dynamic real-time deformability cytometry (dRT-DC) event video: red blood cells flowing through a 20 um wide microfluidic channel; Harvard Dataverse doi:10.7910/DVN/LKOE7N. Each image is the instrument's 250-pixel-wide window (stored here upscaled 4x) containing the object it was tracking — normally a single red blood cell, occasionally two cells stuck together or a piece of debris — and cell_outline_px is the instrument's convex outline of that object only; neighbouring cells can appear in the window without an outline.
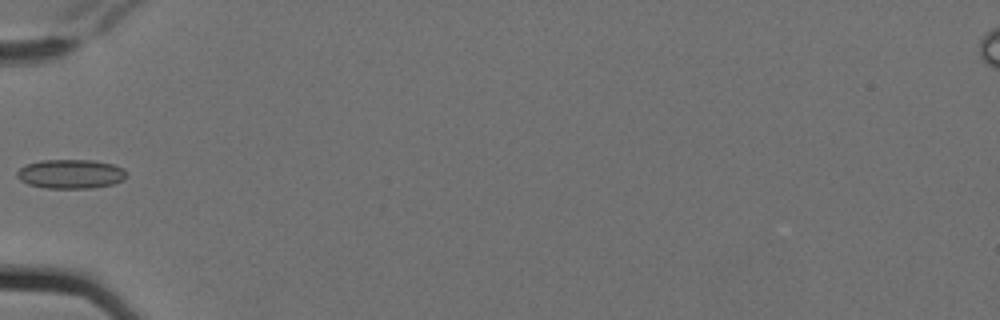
{"species": "Egyptian fruit bat (a non-hibernating species)", "species_latin": "Rousettus aegyptiacus", "temperature_condition": "cold", "stored_images_in_passage": 5, "camera_frame_rate_fps": 3000, "um_per_image_px": 0.085, "animal": {"sex": "female"}, "frame": {"image": 1, "passage_image": 4, "time_ms": 1.0, "image_size_px": [1000, 320], "cell_outline_px": [[124, 180], [112, 184], [92, 188], [44, 188], [28, 184], [20, 180], [16, 176], [16, 172], [24, 164], [40, 160], [92, 160], [112, 164], [124, 168]], "centroid_in_image_um": [5.96, 14.78], "position_along_channel_um": 79.0, "area_um2": 18.67}}
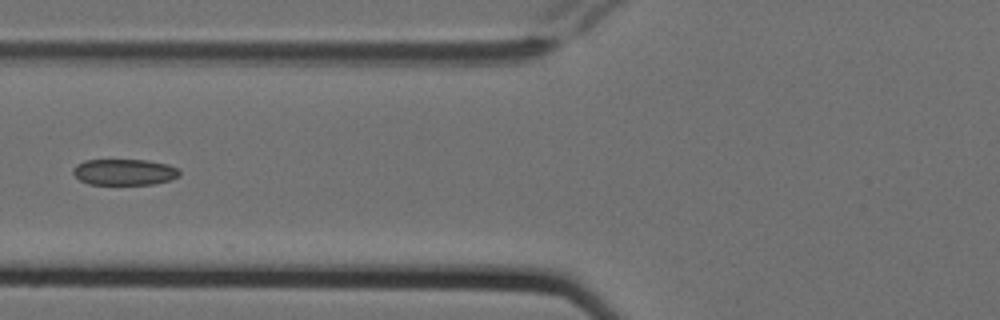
{"frame": {"image": 2, "passage_image": 5, "time_ms": 1.333, "image_size_px": [1000, 320], "cell_outline_px": [[180, 176], [172, 180], [152, 184], [88, 184], [80, 180], [72, 172], [72, 168], [76, 164], [84, 160], [148, 160], [168, 164], [180, 168]], "centroid_in_image_um": [10.6, 14.62], "position_along_channel_um": 115.2, "area_um2": 16.42}}